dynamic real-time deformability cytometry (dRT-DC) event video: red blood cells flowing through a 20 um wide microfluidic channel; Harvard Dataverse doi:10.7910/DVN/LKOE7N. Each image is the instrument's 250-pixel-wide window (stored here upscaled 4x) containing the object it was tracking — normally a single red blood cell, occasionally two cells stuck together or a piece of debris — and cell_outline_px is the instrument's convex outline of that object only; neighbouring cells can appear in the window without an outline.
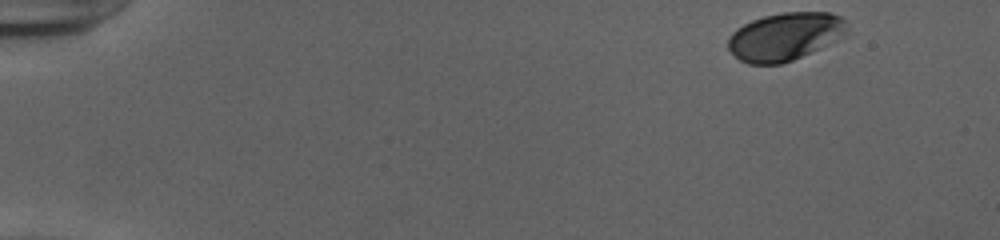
{"species": "human", "species_latin": "Homo sapiens", "temperature_condition": "cold", "stored_images_in_passage": 49, "camera_frame_rate_fps": 3000, "um_per_image_px": 0.085, "donor": {"sex": "female"}, "frame": {"image": 1, "passage_image": 1, "time_ms": 0.0, "image_size_px": [1000, 240], "cell_outline_px": [[848, 32], [792, 60], [780, 64], [748, 64], [740, 60], [728, 48], [728, 36], [736, 28], [752, 20], [764, 16], [784, 12], [828, 12], [840, 16], [844, 20], [848, 28]], "centroid_in_image_um": [66.66, 3.09], "position_along_channel_um": 18.3, "area_um2": 32.6}}
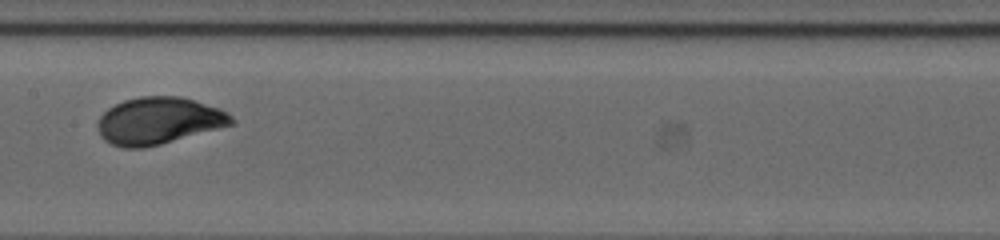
{"frame": {"image": 2, "passage_image": 25, "time_ms": 8.0, "image_size_px": [1000, 240], "cell_outline_px": [[236, 124], [160, 144], [144, 148], [124, 148], [112, 144], [104, 140], [100, 136], [96, 124], [100, 116], [108, 108], [124, 100], [140, 96], [180, 96], [220, 108], [228, 112], [236, 120]], "centroid_in_image_um": [13.5, 10.26], "position_along_channel_um": 193.9, "area_um2": 36.88}}
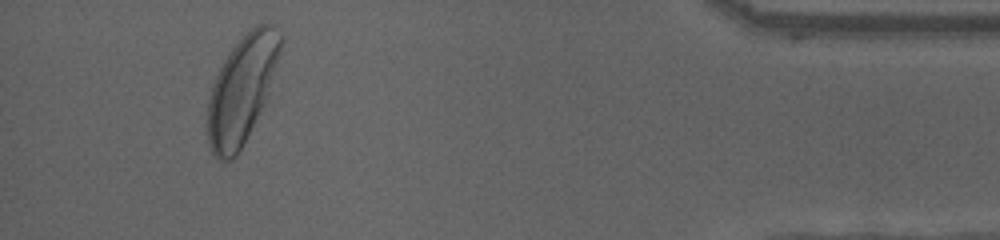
{"frame": {"image": 3, "passage_image": 46, "time_ms": 15.0, "image_size_px": [1000, 240], "cell_outline_px": [[284, 40], [264, 104], [236, 156], [232, 160], [220, 160], [212, 156], [208, 144], [208, 100], [216, 76], [228, 52], [240, 36], [256, 24], [264, 20], [276, 28], [284, 36]], "centroid_in_image_um": [20.56, 7.54], "position_along_channel_um": 414.6, "area_um2": 45.49}, "authors_computed_cell_mechanics": {"area_um2": 35.547, "velocity_mm_per_s": 3.887, "shape_relaxation_time_tau1_ms": 2.0122, "shape_relaxation_time_tau2_ms": null, "deformation_change_tau1": 0.1132, "deformation_change_tau2": null}}